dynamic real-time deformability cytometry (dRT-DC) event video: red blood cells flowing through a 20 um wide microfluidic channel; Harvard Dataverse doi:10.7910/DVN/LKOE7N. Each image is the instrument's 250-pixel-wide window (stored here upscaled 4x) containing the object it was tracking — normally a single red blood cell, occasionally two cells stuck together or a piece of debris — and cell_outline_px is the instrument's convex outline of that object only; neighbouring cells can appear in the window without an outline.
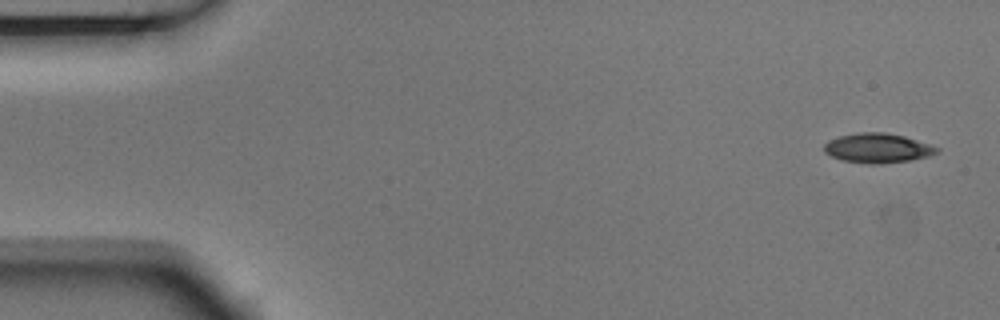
{"species": "Egyptian fruit bat (a non-hibernating species)", "species_latin": "Rousettus aegyptiacus", "temperature_condition": "room temperature", "stored_images_in_passage": 9, "camera_frame_rate_fps": 3000, "um_per_image_px": 0.085, "animal": {"sex": "male"}, "frame": {"image": 1, "passage_image": 1, "time_ms": 0.0, "image_size_px": [1000, 320], "cell_outline_px": [[940, 148], [936, 152], [928, 156], [908, 160], [880, 164], [872, 164], [840, 160], [824, 152], [824, 144], [828, 140], [840, 136], [860, 132], [884, 132], [904, 136]], "centroid_in_image_um": [74.55, 12.58], "position_along_channel_um": 10.4, "area_um2": 19.19}}
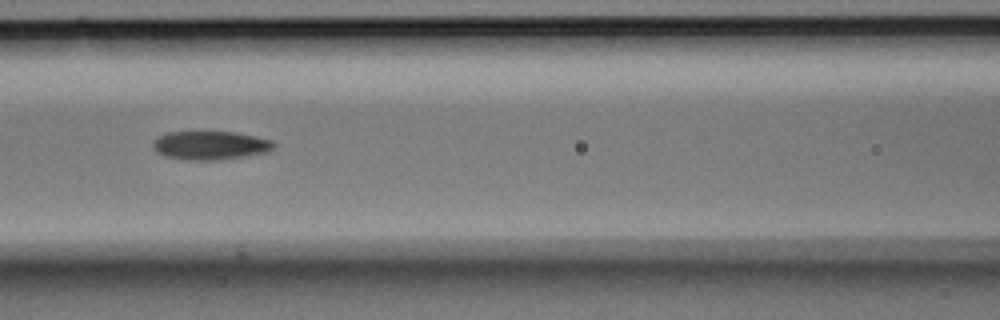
{"frame": {"image": 2, "passage_image": 7, "time_ms": 2.0, "image_size_px": [1000, 320], "cell_outline_px": [[276, 144], [272, 148], [264, 152], [244, 156], [212, 160], [184, 160], [164, 156], [156, 152], [152, 144], [152, 140], [156, 136], [168, 132], [232, 132], [256, 136], [272, 140]], "centroid_in_image_um": [17.8, 12.35], "position_along_channel_um": 148.8, "area_um2": 20.11}}
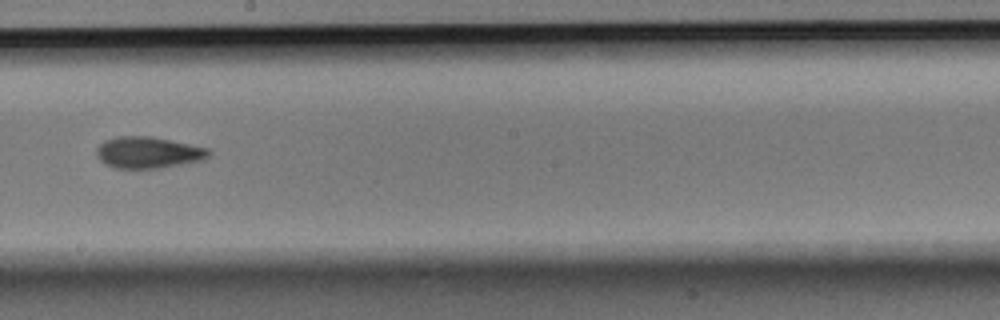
{"frame": {"image": 3, "passage_image": 9, "time_ms": 2.667, "image_size_px": [1000, 320], "cell_outline_px": [[212, 152], [208, 156], [200, 160], [156, 168], [116, 168], [104, 164], [96, 156], [96, 148], [104, 140], [116, 136], [152, 136], [208, 148]], "centroid_in_image_um": [12.54, 12.94], "position_along_channel_um": 235.7, "area_um2": 20.46}}